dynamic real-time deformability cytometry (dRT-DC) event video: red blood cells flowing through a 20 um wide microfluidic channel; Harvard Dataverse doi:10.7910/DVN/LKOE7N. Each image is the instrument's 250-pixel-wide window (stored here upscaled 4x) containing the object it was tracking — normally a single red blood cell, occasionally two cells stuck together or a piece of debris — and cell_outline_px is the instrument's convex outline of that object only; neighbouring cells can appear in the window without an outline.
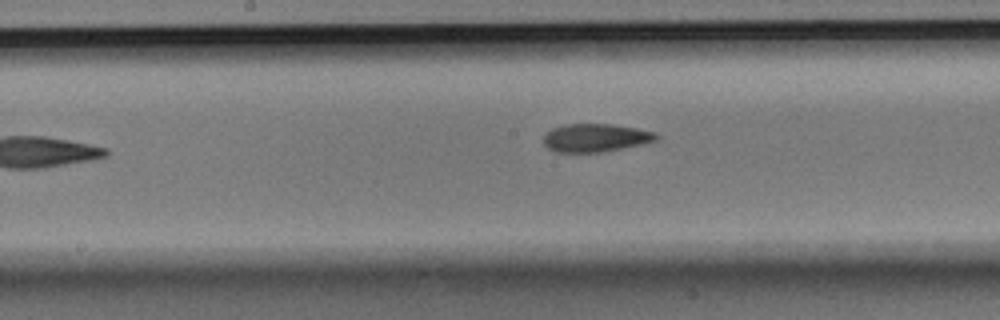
{"species": "Egyptian fruit bat (a non-hibernating species)", "species_latin": "Rousettus aegyptiacus", "temperature_condition": "room temperature", "stored_images_in_passage": 11, "camera_frame_rate_fps": 3000, "um_per_image_px": 0.085, "animal": {"sex": "male"}, "frame": {"image": 1, "passage_image": 8, "time_ms": 2.333, "image_size_px": [1000, 320], "cell_outline_px": [[660, 136], [656, 140], [644, 144], [600, 152], [556, 152], [548, 148], [544, 144], [544, 136], [552, 128], [568, 124], [612, 124], [636, 128], [656, 132]], "centroid_in_image_um": [50.65, 11.71], "position_along_channel_um": 197.5, "area_um2": 18.44}}
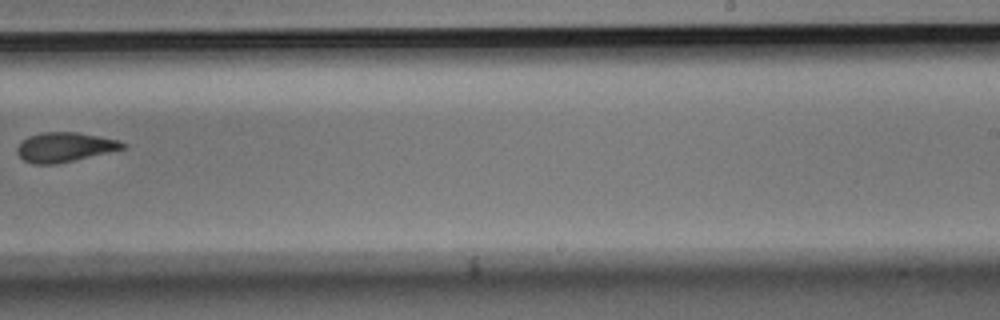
{"frame": {"image": 2, "passage_image": 10, "time_ms": 3.0, "image_size_px": [1000, 320], "cell_outline_px": [[128, 144], [124, 148], [108, 152], [56, 164], [32, 164], [24, 160], [16, 152], [16, 148], [28, 136], [44, 132], [80, 132], [120, 140]], "centroid_in_image_um": [5.51, 12.49], "position_along_channel_um": 283.5, "area_um2": 18.09}}
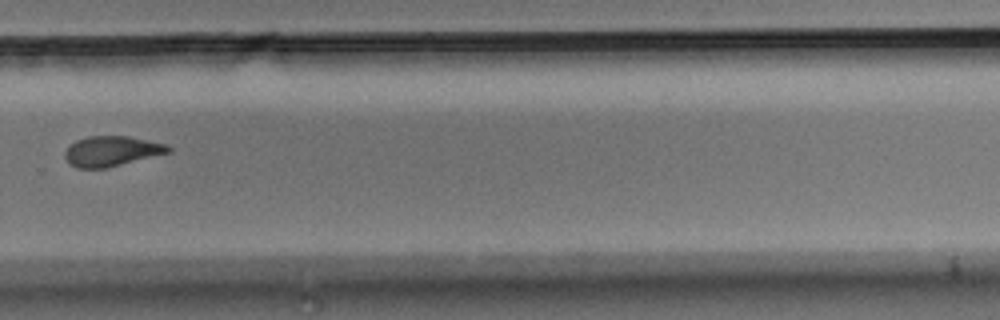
{"frame": {"image": 3, "passage_image": 11, "time_ms": 3.333, "image_size_px": [1000, 320], "cell_outline_px": [[172, 152], [108, 168], [76, 168], [64, 156], [64, 152], [76, 140], [88, 136], [128, 136], [164, 144], [172, 148]], "centroid_in_image_um": [9.51, 12.85], "position_along_channel_um": 320.3, "area_um2": 18.09}}